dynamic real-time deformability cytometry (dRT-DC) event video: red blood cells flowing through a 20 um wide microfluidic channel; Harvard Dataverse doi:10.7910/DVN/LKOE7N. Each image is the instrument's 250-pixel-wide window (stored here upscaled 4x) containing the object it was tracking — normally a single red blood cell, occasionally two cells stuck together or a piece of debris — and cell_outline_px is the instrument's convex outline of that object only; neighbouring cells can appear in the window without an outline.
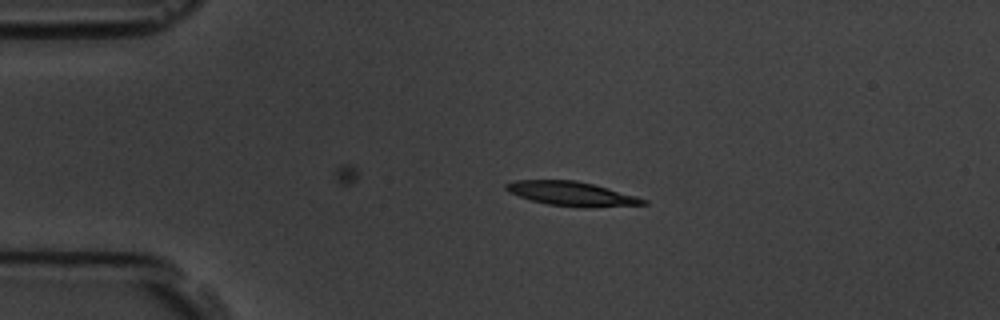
{"species": "common noctule bat (a hibernating species)", "species_latin": "Nyctalus noctula", "temperature_condition": "room temperature", "stored_images_in_passage": 6, "camera_frame_rate_fps": 3000, "um_per_image_px": 0.085, "animal": {"sex": "male", "body_mass_g": 19.5, "forearm_length_mm": 54.6}, "frame": {"image": 1, "passage_image": 5, "time_ms": 5.333, "image_size_px": [1000, 320], "cell_outline_px": [[648, 204], [592, 208], [580, 208], [548, 204], [532, 200], [508, 192], [504, 188], [504, 184], [512, 180], [576, 180], [608, 188], [636, 196], [648, 200]], "centroid_in_image_um": [48.59, 16.47], "position_along_channel_um": 36.4, "area_um2": 19.54}}